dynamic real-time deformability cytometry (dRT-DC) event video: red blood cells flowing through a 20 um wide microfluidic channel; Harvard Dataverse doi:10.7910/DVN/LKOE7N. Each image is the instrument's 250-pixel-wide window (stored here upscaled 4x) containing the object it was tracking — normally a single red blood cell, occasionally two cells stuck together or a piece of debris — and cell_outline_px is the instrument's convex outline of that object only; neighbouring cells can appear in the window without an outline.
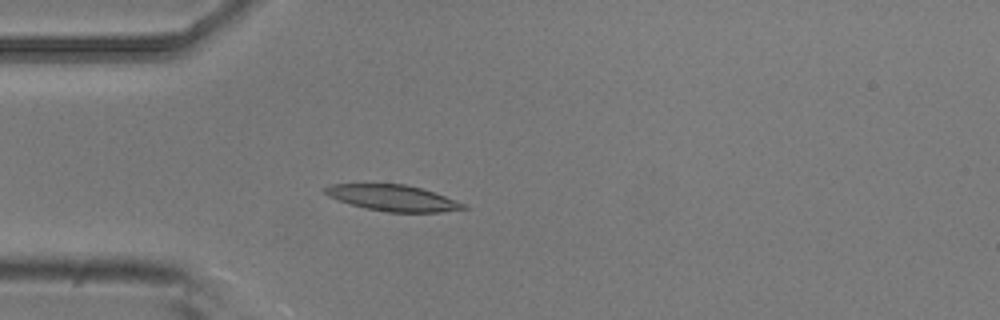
{"species": "common noctule bat (a hibernating species)", "species_latin": "Nyctalus noctula", "temperature_condition": "room temperature", "stored_images_in_passage": 4, "camera_frame_rate_fps": 3000, "um_per_image_px": 0.085, "animal": {"sex": "male", "body_mass_g": 20.5, "forearm_length_mm": 52.5}, "frame": {"image": 1, "passage_image": 4, "time_ms": 1.0, "image_size_px": [1000, 320], "cell_outline_px": [[468, 208], [440, 212], [388, 212], [364, 208], [328, 196], [324, 192], [324, 188], [332, 184], [404, 184], [420, 188], [468, 204]], "centroid_in_image_um": [33.42, 16.83], "position_along_channel_um": 51.6, "area_um2": 20.75}}